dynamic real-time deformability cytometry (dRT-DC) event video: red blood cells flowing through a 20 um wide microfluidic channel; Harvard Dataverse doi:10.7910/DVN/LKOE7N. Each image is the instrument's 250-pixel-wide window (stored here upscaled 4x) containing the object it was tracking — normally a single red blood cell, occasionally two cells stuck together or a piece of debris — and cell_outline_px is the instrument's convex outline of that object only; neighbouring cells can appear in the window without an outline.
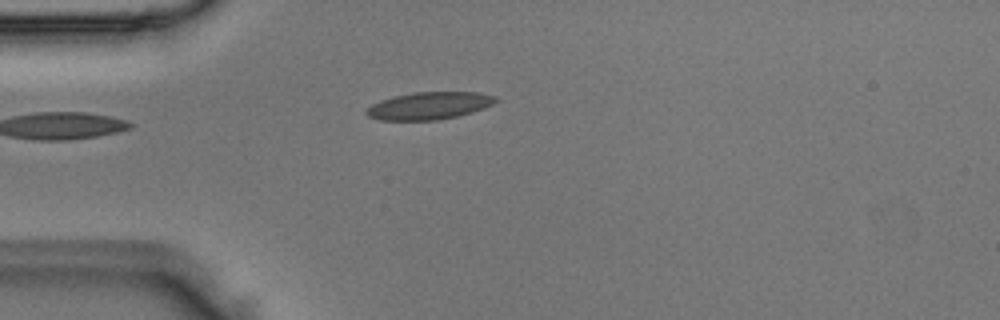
{"species": "Egyptian fruit bat (a non-hibernating species)", "species_latin": "Rousettus aegyptiacus", "temperature_condition": "room temperature", "stored_images_in_passage": 1, "camera_frame_rate_fps": 3000, "um_per_image_px": 0.085, "animal": {"sex": "male"}, "frame": {"image": 1, "passage_image": 1, "time_ms": 0.0, "image_size_px": [1000, 320], "cell_outline_px": [[500, 100], [484, 108], [472, 112], [456, 116], [436, 120], [380, 120], [368, 116], [364, 112], [372, 104], [380, 100], [412, 92], [476, 92], [496, 96]], "centroid_in_image_um": [36.49, 8.98], "position_along_channel_um": 48.5, "area_um2": 20.58}}